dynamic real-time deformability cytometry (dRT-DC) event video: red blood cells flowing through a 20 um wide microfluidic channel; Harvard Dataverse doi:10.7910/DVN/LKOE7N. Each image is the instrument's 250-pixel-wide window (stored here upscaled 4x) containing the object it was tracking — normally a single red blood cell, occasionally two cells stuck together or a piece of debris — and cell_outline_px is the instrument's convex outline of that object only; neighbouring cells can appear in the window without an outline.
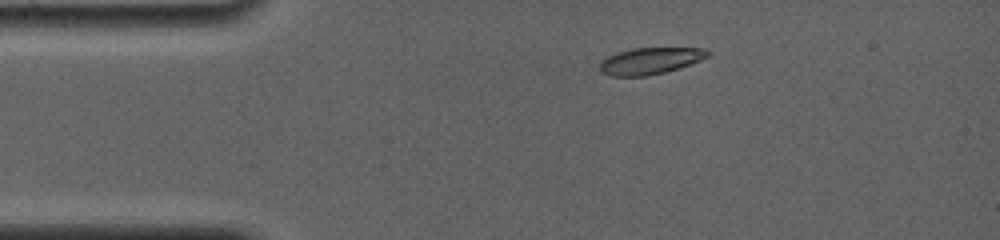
{"species": "common noctule bat (a hibernating species)", "species_latin": "Nyctalus noctula", "temperature_condition": "room temperature", "stored_images_in_passage": 54, "camera_frame_rate_fps": 4000, "um_per_image_px": 0.085, "animal": {"sex": "female", "body_mass_g": 19.0, "forearm_length_mm": 56.7}, "frame": {"image": 1, "passage_image": 1, "time_ms": 0.0, "image_size_px": [1000, 240], "cell_outline_px": [[712, 52], [708, 56], [700, 60], [664, 72], [648, 76], [612, 76], [600, 72], [600, 60], [616, 52], [632, 48], [704, 48]], "centroid_in_image_um": [55.22, 5.16], "position_along_channel_um": 29.8, "area_um2": 16.7}}
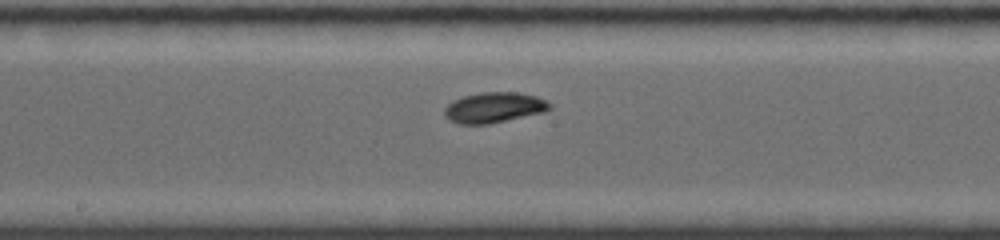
{"frame": {"image": 2, "passage_image": 24, "time_ms": 5.75, "image_size_px": [1000, 240], "cell_outline_px": [[552, 108], [544, 112], [488, 124], [456, 124], [448, 120], [444, 116], [444, 108], [452, 100], [464, 96], [480, 92], [516, 92], [536, 96], [552, 104]], "centroid_in_image_um": [41.96, 9.14], "position_along_channel_um": 206.2, "area_um2": 18.79}}
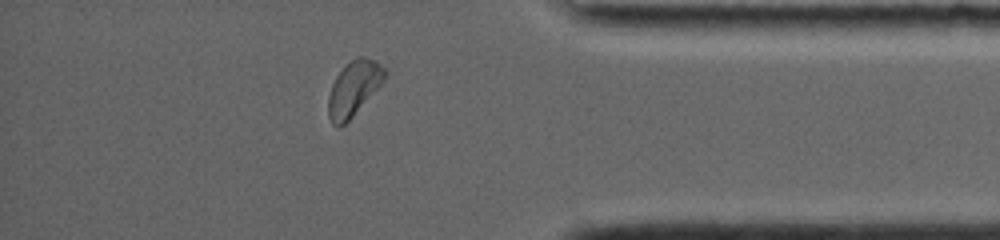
{"frame": {"image": 3, "passage_image": 46, "time_ms": 11.25, "image_size_px": [1000, 240], "cell_outline_px": [[388, 72], [380, 84], [352, 116], [344, 124], [336, 128], [332, 124], [328, 116], [328, 96], [332, 84], [336, 76], [356, 56], [364, 56], [376, 60]], "centroid_in_image_um": [30.05, 7.5], "position_along_channel_um": 405.2, "area_um2": 17.63}, "authors_computed_cell_mechanics": {"area_um2": 17.629, "velocity_mm_per_s": 3.8071, "shape_relaxation_time_tau1_ms": 3.0957, "shape_relaxation_time_tau2_ms": 2.9243, "deformation_change_tau1": 0.1281, "deformation_change_tau2": 0.0578}}